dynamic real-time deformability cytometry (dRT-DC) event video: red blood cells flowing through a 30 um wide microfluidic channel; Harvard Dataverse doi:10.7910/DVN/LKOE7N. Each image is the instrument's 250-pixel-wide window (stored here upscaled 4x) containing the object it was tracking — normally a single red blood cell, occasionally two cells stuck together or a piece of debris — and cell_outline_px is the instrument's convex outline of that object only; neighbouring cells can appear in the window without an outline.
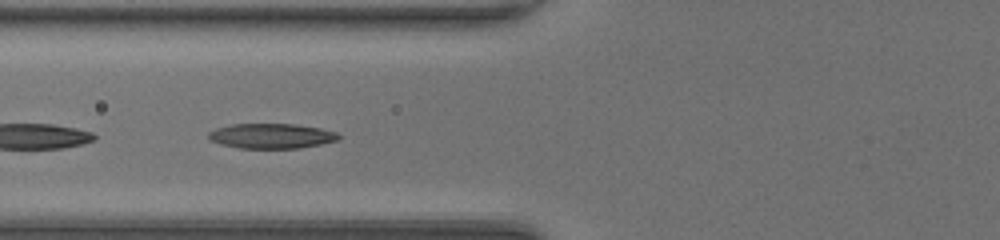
{"species": "common noctule bat (a hibernating species)", "species_latin": "Nyctalus noctula", "temperature_condition": "room temperature", "stored_images_in_passage": 11, "camera_frame_rate_fps": 3000, "um_per_image_px": 0.085, "animal": {"sex": "female", "body_mass_g": 20.0, "forearm_length_mm": 54.0}, "frame": {"image": 1, "passage_image": 8, "time_ms": 2.333, "image_size_px": [1000, 240], "cell_outline_px": [[340, 136], [336, 140], [320, 144], [300, 148], [240, 148], [220, 144], [208, 140], [208, 132], [216, 128], [228, 124], [292, 124], [320, 128], [336, 132]], "centroid_in_image_um": [23.01, 11.55], "position_along_channel_um": 102.8, "area_um2": 18.9}}